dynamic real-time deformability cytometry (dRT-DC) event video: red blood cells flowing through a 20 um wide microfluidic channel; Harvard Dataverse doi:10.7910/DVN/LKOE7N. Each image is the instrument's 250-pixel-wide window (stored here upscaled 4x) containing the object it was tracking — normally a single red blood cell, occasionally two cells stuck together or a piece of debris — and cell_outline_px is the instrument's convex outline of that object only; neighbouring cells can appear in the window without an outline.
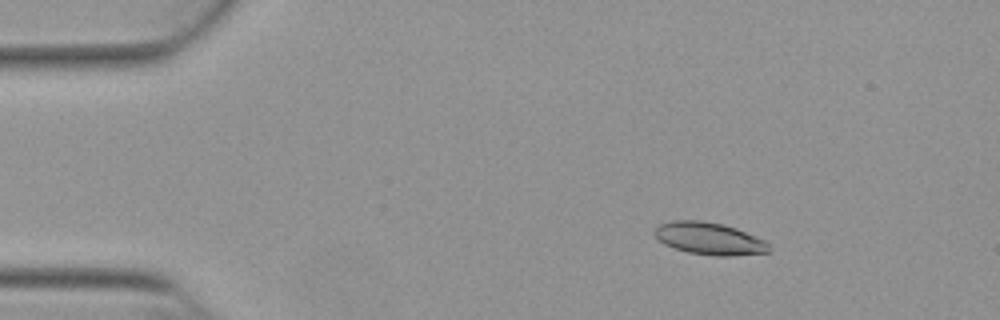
{"species": "Egyptian fruit bat (a non-hibernating species)", "species_latin": "Rousettus aegyptiacus", "temperature_condition": "warm", "stored_images_in_passage": 52, "camera_frame_rate_fps": 3000, "um_per_image_px": 0.085, "animal": {"sex": "female"}, "frame": {"image": 1, "passage_image": 7, "time_ms": 2.0, "image_size_px": [1000, 320], "cell_outline_px": [[768, 252], [732, 256], [716, 256], [688, 252], [664, 244], [652, 232], [660, 224], [672, 220], [700, 220], [724, 224], [736, 228], [764, 240], [768, 244]], "centroid_in_image_um": [60.27, 20.27], "position_along_channel_um": 24.7, "area_um2": 21.33}}
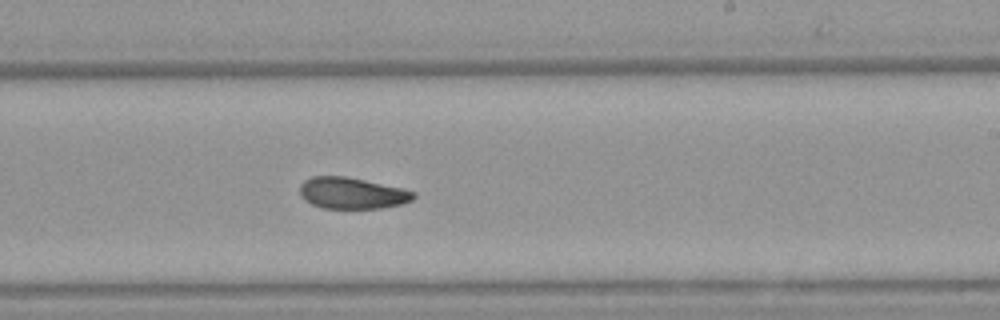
{"frame": {"image": 2, "passage_image": 31, "time_ms": 10.0, "image_size_px": [1000, 320], "cell_outline_px": [[416, 196], [412, 200], [400, 204], [380, 208], [324, 208], [312, 204], [304, 200], [300, 196], [300, 184], [304, 180], [312, 176], [344, 176], [404, 188], [416, 192]], "centroid_in_image_um": [29.91, 16.41], "position_along_channel_um": 259.1, "area_um2": 20.81}}
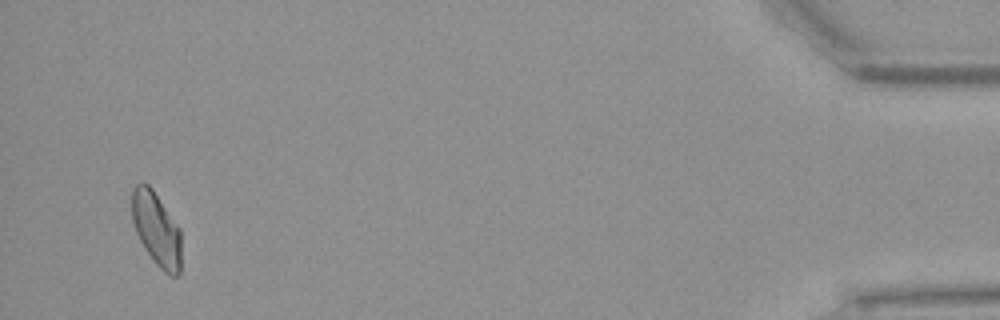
{"frame": {"image": 3, "passage_image": 50, "time_ms": 16.333, "image_size_px": [1000, 320], "cell_outline_px": [[180, 272], [176, 276], [172, 276], [164, 272], [152, 260], [144, 248], [136, 232], [132, 220], [132, 188], [136, 184], [148, 184], [152, 188], [180, 228]], "centroid_in_image_um": [13.29, 19.48], "position_along_channel_um": 421.9, "area_um2": 21.1}, "authors_computed_cell_mechanics": {"area_um2": 21.4438, "velocity_mm_per_s": 3.8546, "shape_relaxation_time_tau1_ms": 6.1013, "shape_relaxation_time_tau2_ms": 5.7283, "deformation_change_tau1": 0.1515, "deformation_change_tau2": 0.1206}}